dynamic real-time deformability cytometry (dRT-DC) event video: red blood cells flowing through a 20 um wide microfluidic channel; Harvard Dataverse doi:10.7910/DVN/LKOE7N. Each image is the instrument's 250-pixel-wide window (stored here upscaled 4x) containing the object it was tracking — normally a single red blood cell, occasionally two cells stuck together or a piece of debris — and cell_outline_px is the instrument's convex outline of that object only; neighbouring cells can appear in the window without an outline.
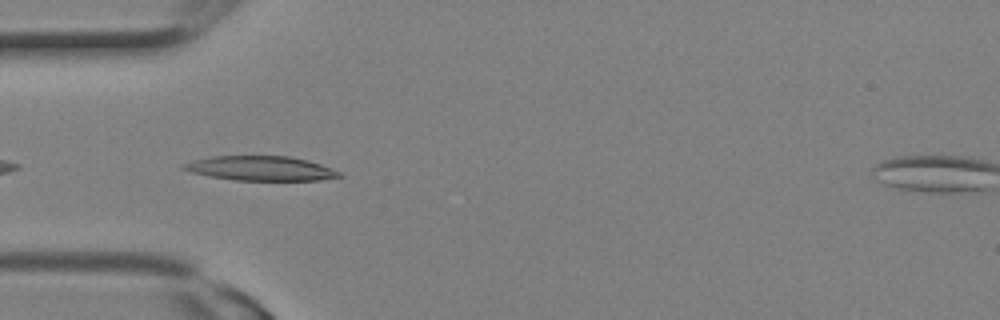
{"species": "Egyptian fruit bat (a non-hibernating species)", "species_latin": "Rousettus aegyptiacus", "temperature_condition": "room temperature", "stored_images_in_passage": 3, "camera_frame_rate_fps": 3000, "um_per_image_px": 0.085, "animal": {"sex": "female"}, "frame": {"image": 1, "passage_image": 3, "time_ms": 0.667, "image_size_px": [1000, 320], "cell_outline_px": [[344, 176], [320, 180], [236, 180], [208, 176], [192, 172], [180, 168], [180, 164], [192, 160], [212, 156], [288, 156], [308, 160], [320, 164], [340, 172]], "centroid_in_image_um": [22.12, 14.31], "position_along_channel_um": 62.9, "area_um2": 22.25}}